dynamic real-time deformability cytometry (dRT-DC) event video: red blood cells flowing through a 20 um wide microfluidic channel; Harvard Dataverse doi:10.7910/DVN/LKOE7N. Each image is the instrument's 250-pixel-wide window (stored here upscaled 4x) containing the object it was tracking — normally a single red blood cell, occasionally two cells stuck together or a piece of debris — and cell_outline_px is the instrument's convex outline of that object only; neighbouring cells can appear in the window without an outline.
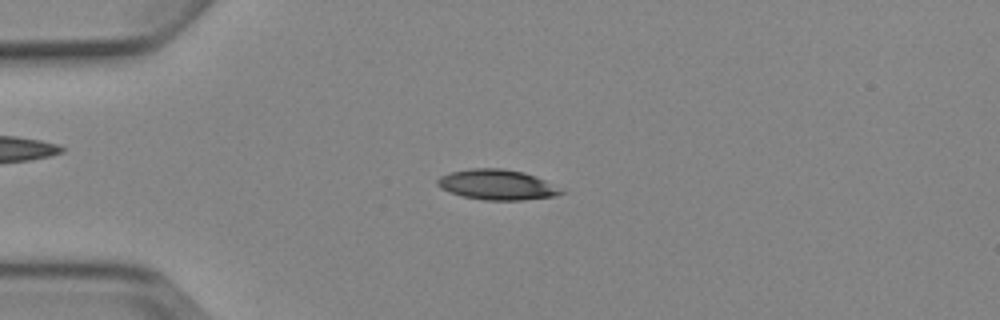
{"species": "Egyptian fruit bat (a non-hibernating species)", "species_latin": "Rousettus aegyptiacus", "temperature_condition": "cold", "stored_images_in_passage": 4, "camera_frame_rate_fps": 3000, "um_per_image_px": 0.085, "animal": {"sex": "female"}, "frame": {"image": 1, "passage_image": 3, "time_ms": 2.333, "image_size_px": [1000, 320], "cell_outline_px": [[568, 192], [556, 196], [524, 200], [484, 200], [464, 196], [448, 192], [440, 188], [436, 184], [436, 180], [440, 176], [452, 172], [468, 168], [504, 168], [524, 172], [536, 176]], "centroid_in_image_um": [42.26, 15.7], "position_along_channel_um": 42.7, "area_um2": 22.02}}